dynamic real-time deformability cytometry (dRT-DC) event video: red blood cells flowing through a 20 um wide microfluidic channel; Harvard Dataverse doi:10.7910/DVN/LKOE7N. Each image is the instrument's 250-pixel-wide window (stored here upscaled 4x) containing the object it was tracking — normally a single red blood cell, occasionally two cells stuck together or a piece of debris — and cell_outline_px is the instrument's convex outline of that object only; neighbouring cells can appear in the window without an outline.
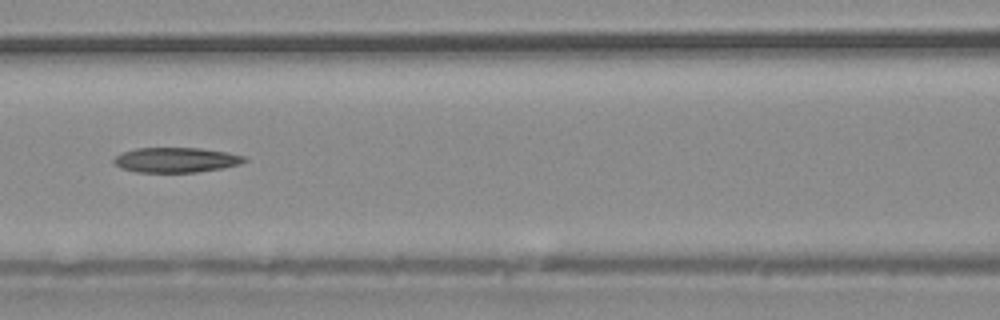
{"species": "common noctule bat (a hibernating species)", "species_latin": "Nyctalus noctula", "temperature_condition": "warm", "stored_images_in_passage": 39, "camera_frame_rate_fps": 3000, "um_per_image_px": 0.085, "animal": {"sex": "male", "body_mass_g": 20.4}, "frame": {"image": 1, "passage_image": 17, "time_ms": 5.333, "image_size_px": [1000, 320], "cell_outline_px": [[248, 160], [240, 164], [220, 168], [196, 172], [136, 172], [120, 168], [112, 160], [116, 156], [124, 152], [136, 148], [200, 148], [228, 152], [244, 156]], "centroid_in_image_um": [14.96, 13.59], "position_along_channel_um": 151.6, "area_um2": 18.9}}